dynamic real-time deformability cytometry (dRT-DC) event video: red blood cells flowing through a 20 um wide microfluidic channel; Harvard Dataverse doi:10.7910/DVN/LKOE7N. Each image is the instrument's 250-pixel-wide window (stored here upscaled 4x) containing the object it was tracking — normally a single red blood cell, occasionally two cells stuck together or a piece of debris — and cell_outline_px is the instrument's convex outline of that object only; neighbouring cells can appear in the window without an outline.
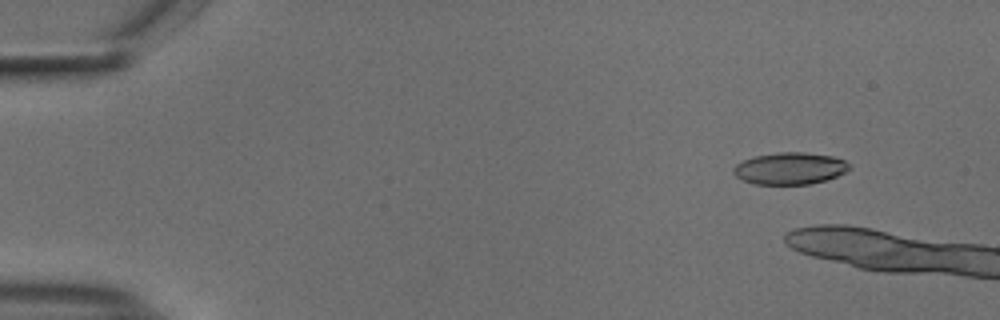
{"species": "common noctule bat (a hibernating species)", "species_latin": "Nyctalus noctula", "temperature_condition": "cold", "stored_images_in_passage": 10, "camera_frame_rate_fps": 3000, "um_per_image_px": 0.085, "animal": {"sex": "male", "body_mass_g": 18.8}, "frame": {"image": 1, "passage_image": 6, "time_ms": 1.667, "image_size_px": [1000, 320], "cell_outline_px": [[852, 168], [836, 176], [812, 184], [756, 184], [744, 180], [736, 176], [732, 172], [732, 168], [736, 164], [752, 156], [780, 152], [804, 152], [832, 156], [844, 160]], "centroid_in_image_um": [67.12, 14.31], "position_along_channel_um": 17.9, "area_um2": 21.5}}